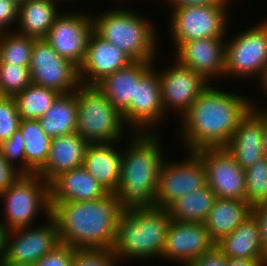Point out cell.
Here are the masks:
<instances>
[{"instance_id": "1", "label": "cell", "mask_w": 267, "mask_h": 266, "mask_svg": "<svg viewBox=\"0 0 267 266\" xmlns=\"http://www.w3.org/2000/svg\"><path fill=\"white\" fill-rule=\"evenodd\" d=\"M254 107L249 98L209 86L181 117V132L189 152L226 147L239 122Z\"/></svg>"}, {"instance_id": "2", "label": "cell", "mask_w": 267, "mask_h": 266, "mask_svg": "<svg viewBox=\"0 0 267 266\" xmlns=\"http://www.w3.org/2000/svg\"><path fill=\"white\" fill-rule=\"evenodd\" d=\"M60 242L78 250H112L117 222L124 212L119 196L108 192L88 201H50Z\"/></svg>"}, {"instance_id": "3", "label": "cell", "mask_w": 267, "mask_h": 266, "mask_svg": "<svg viewBox=\"0 0 267 266\" xmlns=\"http://www.w3.org/2000/svg\"><path fill=\"white\" fill-rule=\"evenodd\" d=\"M149 131L135 132L127 150L121 151V176L115 193L124 211L156 207L155 196L164 156L159 138Z\"/></svg>"}, {"instance_id": "4", "label": "cell", "mask_w": 267, "mask_h": 266, "mask_svg": "<svg viewBox=\"0 0 267 266\" xmlns=\"http://www.w3.org/2000/svg\"><path fill=\"white\" fill-rule=\"evenodd\" d=\"M172 219L165 208L130 209L118 219L112 252L118 258H161Z\"/></svg>"}, {"instance_id": "5", "label": "cell", "mask_w": 267, "mask_h": 266, "mask_svg": "<svg viewBox=\"0 0 267 266\" xmlns=\"http://www.w3.org/2000/svg\"><path fill=\"white\" fill-rule=\"evenodd\" d=\"M92 20L93 31L117 46L133 61H154L157 53L156 33L153 26L136 11L113 9Z\"/></svg>"}, {"instance_id": "6", "label": "cell", "mask_w": 267, "mask_h": 266, "mask_svg": "<svg viewBox=\"0 0 267 266\" xmlns=\"http://www.w3.org/2000/svg\"><path fill=\"white\" fill-rule=\"evenodd\" d=\"M74 92L78 105L76 132L88 143H118L125 123L122 113L96 85L80 84Z\"/></svg>"}, {"instance_id": "7", "label": "cell", "mask_w": 267, "mask_h": 266, "mask_svg": "<svg viewBox=\"0 0 267 266\" xmlns=\"http://www.w3.org/2000/svg\"><path fill=\"white\" fill-rule=\"evenodd\" d=\"M2 197L7 231L29 227L39 210H44L46 217L51 214L49 184L37 173L21 174L0 193Z\"/></svg>"}, {"instance_id": "8", "label": "cell", "mask_w": 267, "mask_h": 266, "mask_svg": "<svg viewBox=\"0 0 267 266\" xmlns=\"http://www.w3.org/2000/svg\"><path fill=\"white\" fill-rule=\"evenodd\" d=\"M227 5L172 7L170 29L176 49L191 40L226 36Z\"/></svg>"}, {"instance_id": "9", "label": "cell", "mask_w": 267, "mask_h": 266, "mask_svg": "<svg viewBox=\"0 0 267 266\" xmlns=\"http://www.w3.org/2000/svg\"><path fill=\"white\" fill-rule=\"evenodd\" d=\"M234 38L225 44V74L257 75L261 82L267 70V19Z\"/></svg>"}, {"instance_id": "10", "label": "cell", "mask_w": 267, "mask_h": 266, "mask_svg": "<svg viewBox=\"0 0 267 266\" xmlns=\"http://www.w3.org/2000/svg\"><path fill=\"white\" fill-rule=\"evenodd\" d=\"M167 162L161 165L155 196L156 207L165 209L183 195L207 186L206 167L195 152L179 163Z\"/></svg>"}, {"instance_id": "11", "label": "cell", "mask_w": 267, "mask_h": 266, "mask_svg": "<svg viewBox=\"0 0 267 266\" xmlns=\"http://www.w3.org/2000/svg\"><path fill=\"white\" fill-rule=\"evenodd\" d=\"M30 72L32 83L57 91L74 92L80 85L79 69L61 57L44 39H35Z\"/></svg>"}, {"instance_id": "12", "label": "cell", "mask_w": 267, "mask_h": 266, "mask_svg": "<svg viewBox=\"0 0 267 266\" xmlns=\"http://www.w3.org/2000/svg\"><path fill=\"white\" fill-rule=\"evenodd\" d=\"M195 153L206 167L207 186L216 197L246 201L245 170L226 147L202 148Z\"/></svg>"}, {"instance_id": "13", "label": "cell", "mask_w": 267, "mask_h": 266, "mask_svg": "<svg viewBox=\"0 0 267 266\" xmlns=\"http://www.w3.org/2000/svg\"><path fill=\"white\" fill-rule=\"evenodd\" d=\"M47 225L19 228L7 232L3 260L7 263L34 265L60 243L58 226L50 214ZM29 228V229H28ZM15 238L11 239L13 236Z\"/></svg>"}, {"instance_id": "14", "label": "cell", "mask_w": 267, "mask_h": 266, "mask_svg": "<svg viewBox=\"0 0 267 266\" xmlns=\"http://www.w3.org/2000/svg\"><path fill=\"white\" fill-rule=\"evenodd\" d=\"M93 32V20L81 13L59 14L50 31L44 38L64 59L78 69L83 64L90 34Z\"/></svg>"}, {"instance_id": "15", "label": "cell", "mask_w": 267, "mask_h": 266, "mask_svg": "<svg viewBox=\"0 0 267 266\" xmlns=\"http://www.w3.org/2000/svg\"><path fill=\"white\" fill-rule=\"evenodd\" d=\"M153 65L135 81L134 99H131L130 106L122 113L125 123L133 125L132 128L137 127L133 132H149L148 127L151 129L165 116L159 72H155Z\"/></svg>"}, {"instance_id": "16", "label": "cell", "mask_w": 267, "mask_h": 266, "mask_svg": "<svg viewBox=\"0 0 267 266\" xmlns=\"http://www.w3.org/2000/svg\"><path fill=\"white\" fill-rule=\"evenodd\" d=\"M163 71L159 74L163 110L173 107L169 109L179 111L182 117L209 82L177 60L173 67Z\"/></svg>"}, {"instance_id": "17", "label": "cell", "mask_w": 267, "mask_h": 266, "mask_svg": "<svg viewBox=\"0 0 267 266\" xmlns=\"http://www.w3.org/2000/svg\"><path fill=\"white\" fill-rule=\"evenodd\" d=\"M215 245L216 243L211 239L204 223L172 220L161 257L180 261L186 266Z\"/></svg>"}, {"instance_id": "18", "label": "cell", "mask_w": 267, "mask_h": 266, "mask_svg": "<svg viewBox=\"0 0 267 266\" xmlns=\"http://www.w3.org/2000/svg\"><path fill=\"white\" fill-rule=\"evenodd\" d=\"M132 62L133 60L121 49L93 31L88 39L85 60L79 68L80 84L96 85L104 77Z\"/></svg>"}, {"instance_id": "19", "label": "cell", "mask_w": 267, "mask_h": 266, "mask_svg": "<svg viewBox=\"0 0 267 266\" xmlns=\"http://www.w3.org/2000/svg\"><path fill=\"white\" fill-rule=\"evenodd\" d=\"M225 44L224 37L184 42L176 49V60L208 82L212 76H225Z\"/></svg>"}, {"instance_id": "20", "label": "cell", "mask_w": 267, "mask_h": 266, "mask_svg": "<svg viewBox=\"0 0 267 266\" xmlns=\"http://www.w3.org/2000/svg\"><path fill=\"white\" fill-rule=\"evenodd\" d=\"M226 149L245 170L263 157V111L254 106L239 122Z\"/></svg>"}, {"instance_id": "21", "label": "cell", "mask_w": 267, "mask_h": 266, "mask_svg": "<svg viewBox=\"0 0 267 266\" xmlns=\"http://www.w3.org/2000/svg\"><path fill=\"white\" fill-rule=\"evenodd\" d=\"M88 145L77 132L52 138L48 159L37 174L50 184L60 174L82 167Z\"/></svg>"}, {"instance_id": "22", "label": "cell", "mask_w": 267, "mask_h": 266, "mask_svg": "<svg viewBox=\"0 0 267 266\" xmlns=\"http://www.w3.org/2000/svg\"><path fill=\"white\" fill-rule=\"evenodd\" d=\"M50 201H88L103 198L108 191L84 168L57 176L49 184Z\"/></svg>"}, {"instance_id": "23", "label": "cell", "mask_w": 267, "mask_h": 266, "mask_svg": "<svg viewBox=\"0 0 267 266\" xmlns=\"http://www.w3.org/2000/svg\"><path fill=\"white\" fill-rule=\"evenodd\" d=\"M114 144L89 143L83 160V168L108 192L116 191L121 176V153Z\"/></svg>"}, {"instance_id": "24", "label": "cell", "mask_w": 267, "mask_h": 266, "mask_svg": "<svg viewBox=\"0 0 267 266\" xmlns=\"http://www.w3.org/2000/svg\"><path fill=\"white\" fill-rule=\"evenodd\" d=\"M216 245L227 257L262 259L267 264L259 224L253 213Z\"/></svg>"}, {"instance_id": "25", "label": "cell", "mask_w": 267, "mask_h": 266, "mask_svg": "<svg viewBox=\"0 0 267 266\" xmlns=\"http://www.w3.org/2000/svg\"><path fill=\"white\" fill-rule=\"evenodd\" d=\"M154 61H133L128 66L104 77L96 86L108 100L123 113L134 99L135 81L153 64Z\"/></svg>"}, {"instance_id": "26", "label": "cell", "mask_w": 267, "mask_h": 266, "mask_svg": "<svg viewBox=\"0 0 267 266\" xmlns=\"http://www.w3.org/2000/svg\"><path fill=\"white\" fill-rule=\"evenodd\" d=\"M252 210L253 208L245 200L217 197L204 221L211 239L215 243L219 242L249 217Z\"/></svg>"}, {"instance_id": "27", "label": "cell", "mask_w": 267, "mask_h": 266, "mask_svg": "<svg viewBox=\"0 0 267 266\" xmlns=\"http://www.w3.org/2000/svg\"><path fill=\"white\" fill-rule=\"evenodd\" d=\"M56 3V0H27L19 3L17 33L36 39L45 38L60 14Z\"/></svg>"}, {"instance_id": "28", "label": "cell", "mask_w": 267, "mask_h": 266, "mask_svg": "<svg viewBox=\"0 0 267 266\" xmlns=\"http://www.w3.org/2000/svg\"><path fill=\"white\" fill-rule=\"evenodd\" d=\"M78 105L75 92L60 94L38 119L46 135L54 138L76 132Z\"/></svg>"}, {"instance_id": "29", "label": "cell", "mask_w": 267, "mask_h": 266, "mask_svg": "<svg viewBox=\"0 0 267 266\" xmlns=\"http://www.w3.org/2000/svg\"><path fill=\"white\" fill-rule=\"evenodd\" d=\"M216 198L214 191L206 186L183 195L175 200L167 210L174 221L204 223Z\"/></svg>"}, {"instance_id": "30", "label": "cell", "mask_w": 267, "mask_h": 266, "mask_svg": "<svg viewBox=\"0 0 267 266\" xmlns=\"http://www.w3.org/2000/svg\"><path fill=\"white\" fill-rule=\"evenodd\" d=\"M24 140L27 163L38 172L46 163L52 138L47 136L38 120L21 119L19 129Z\"/></svg>"}, {"instance_id": "31", "label": "cell", "mask_w": 267, "mask_h": 266, "mask_svg": "<svg viewBox=\"0 0 267 266\" xmlns=\"http://www.w3.org/2000/svg\"><path fill=\"white\" fill-rule=\"evenodd\" d=\"M59 95L55 90L32 83L14 97L20 118L38 120Z\"/></svg>"}, {"instance_id": "32", "label": "cell", "mask_w": 267, "mask_h": 266, "mask_svg": "<svg viewBox=\"0 0 267 266\" xmlns=\"http://www.w3.org/2000/svg\"><path fill=\"white\" fill-rule=\"evenodd\" d=\"M36 38L21 35L14 30L0 33V63H13L30 67Z\"/></svg>"}, {"instance_id": "33", "label": "cell", "mask_w": 267, "mask_h": 266, "mask_svg": "<svg viewBox=\"0 0 267 266\" xmlns=\"http://www.w3.org/2000/svg\"><path fill=\"white\" fill-rule=\"evenodd\" d=\"M246 201L254 208L267 202V157L245 169Z\"/></svg>"}, {"instance_id": "34", "label": "cell", "mask_w": 267, "mask_h": 266, "mask_svg": "<svg viewBox=\"0 0 267 266\" xmlns=\"http://www.w3.org/2000/svg\"><path fill=\"white\" fill-rule=\"evenodd\" d=\"M31 84L29 67L0 63V96L15 97Z\"/></svg>"}, {"instance_id": "35", "label": "cell", "mask_w": 267, "mask_h": 266, "mask_svg": "<svg viewBox=\"0 0 267 266\" xmlns=\"http://www.w3.org/2000/svg\"><path fill=\"white\" fill-rule=\"evenodd\" d=\"M0 151L7 162L15 168H19L15 163L18 161L22 166L18 169L21 174H36L37 172L27 163L24 140L22 139L21 132L17 130L10 139L5 140L0 144ZM17 160V161H16Z\"/></svg>"}, {"instance_id": "36", "label": "cell", "mask_w": 267, "mask_h": 266, "mask_svg": "<svg viewBox=\"0 0 267 266\" xmlns=\"http://www.w3.org/2000/svg\"><path fill=\"white\" fill-rule=\"evenodd\" d=\"M20 120L15 98L0 96V144L19 129Z\"/></svg>"}, {"instance_id": "37", "label": "cell", "mask_w": 267, "mask_h": 266, "mask_svg": "<svg viewBox=\"0 0 267 266\" xmlns=\"http://www.w3.org/2000/svg\"><path fill=\"white\" fill-rule=\"evenodd\" d=\"M116 259L111 250H77L72 266H116Z\"/></svg>"}, {"instance_id": "38", "label": "cell", "mask_w": 267, "mask_h": 266, "mask_svg": "<svg viewBox=\"0 0 267 266\" xmlns=\"http://www.w3.org/2000/svg\"><path fill=\"white\" fill-rule=\"evenodd\" d=\"M77 250L68 244L60 242L33 266H72V261Z\"/></svg>"}, {"instance_id": "39", "label": "cell", "mask_w": 267, "mask_h": 266, "mask_svg": "<svg viewBox=\"0 0 267 266\" xmlns=\"http://www.w3.org/2000/svg\"><path fill=\"white\" fill-rule=\"evenodd\" d=\"M228 257L215 245L186 266H226Z\"/></svg>"}, {"instance_id": "40", "label": "cell", "mask_w": 267, "mask_h": 266, "mask_svg": "<svg viewBox=\"0 0 267 266\" xmlns=\"http://www.w3.org/2000/svg\"><path fill=\"white\" fill-rule=\"evenodd\" d=\"M19 4L15 0H0V33L14 21L18 22Z\"/></svg>"}, {"instance_id": "41", "label": "cell", "mask_w": 267, "mask_h": 266, "mask_svg": "<svg viewBox=\"0 0 267 266\" xmlns=\"http://www.w3.org/2000/svg\"><path fill=\"white\" fill-rule=\"evenodd\" d=\"M20 176L21 173L18 169L10 165L0 151V193L5 191Z\"/></svg>"}, {"instance_id": "42", "label": "cell", "mask_w": 267, "mask_h": 266, "mask_svg": "<svg viewBox=\"0 0 267 266\" xmlns=\"http://www.w3.org/2000/svg\"><path fill=\"white\" fill-rule=\"evenodd\" d=\"M252 213L256 216L258 221L261 242L264 252L267 255V202L254 207Z\"/></svg>"}, {"instance_id": "43", "label": "cell", "mask_w": 267, "mask_h": 266, "mask_svg": "<svg viewBox=\"0 0 267 266\" xmlns=\"http://www.w3.org/2000/svg\"><path fill=\"white\" fill-rule=\"evenodd\" d=\"M172 7L229 4L231 0H167ZM230 2V3H229Z\"/></svg>"}, {"instance_id": "44", "label": "cell", "mask_w": 267, "mask_h": 266, "mask_svg": "<svg viewBox=\"0 0 267 266\" xmlns=\"http://www.w3.org/2000/svg\"><path fill=\"white\" fill-rule=\"evenodd\" d=\"M226 266H267V264L262 259L228 257Z\"/></svg>"}, {"instance_id": "45", "label": "cell", "mask_w": 267, "mask_h": 266, "mask_svg": "<svg viewBox=\"0 0 267 266\" xmlns=\"http://www.w3.org/2000/svg\"><path fill=\"white\" fill-rule=\"evenodd\" d=\"M7 230L5 227V222L0 221V261L3 259L5 253L6 235Z\"/></svg>"}, {"instance_id": "46", "label": "cell", "mask_w": 267, "mask_h": 266, "mask_svg": "<svg viewBox=\"0 0 267 266\" xmlns=\"http://www.w3.org/2000/svg\"><path fill=\"white\" fill-rule=\"evenodd\" d=\"M263 148L267 150V111H263Z\"/></svg>"}, {"instance_id": "47", "label": "cell", "mask_w": 267, "mask_h": 266, "mask_svg": "<svg viewBox=\"0 0 267 266\" xmlns=\"http://www.w3.org/2000/svg\"><path fill=\"white\" fill-rule=\"evenodd\" d=\"M262 88L264 89L263 92L267 93V70L266 73L261 81Z\"/></svg>"}, {"instance_id": "48", "label": "cell", "mask_w": 267, "mask_h": 266, "mask_svg": "<svg viewBox=\"0 0 267 266\" xmlns=\"http://www.w3.org/2000/svg\"><path fill=\"white\" fill-rule=\"evenodd\" d=\"M0 266H33V265H24V264H13L7 263L3 259L0 261Z\"/></svg>"}, {"instance_id": "49", "label": "cell", "mask_w": 267, "mask_h": 266, "mask_svg": "<svg viewBox=\"0 0 267 266\" xmlns=\"http://www.w3.org/2000/svg\"><path fill=\"white\" fill-rule=\"evenodd\" d=\"M18 4L27 0H15Z\"/></svg>"}, {"instance_id": "50", "label": "cell", "mask_w": 267, "mask_h": 266, "mask_svg": "<svg viewBox=\"0 0 267 266\" xmlns=\"http://www.w3.org/2000/svg\"><path fill=\"white\" fill-rule=\"evenodd\" d=\"M265 157H267V150H264Z\"/></svg>"}]
</instances>
